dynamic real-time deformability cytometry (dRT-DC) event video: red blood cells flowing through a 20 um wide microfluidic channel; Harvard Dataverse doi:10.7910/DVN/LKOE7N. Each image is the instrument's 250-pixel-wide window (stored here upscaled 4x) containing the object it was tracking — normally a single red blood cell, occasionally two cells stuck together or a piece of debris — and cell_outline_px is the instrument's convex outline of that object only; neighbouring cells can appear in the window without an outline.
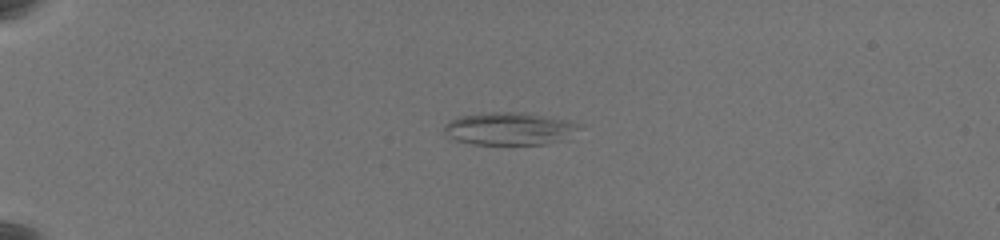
{"species": "common noctule bat (a hibernating species)", "species_latin": "Nyctalus noctula", "temperature_condition": "warm", "stored_images_in_passage": 46, "camera_frame_rate_fps": 3000, "um_per_image_px": 0.085, "animal": {"sex": "female", "body_mass_g": 19.5, "forearm_length_mm": 54.1}, "frame": {"image": 1, "passage_image": 1, "time_ms": 0.0, "image_size_px": [1000, 240], "cell_outline_px": [[584, 124], [568, 140], [544, 144], [472, 144], [452, 140], [444, 132], [444, 124], [448, 120], [460, 116], [480, 112], [524, 112], [568, 120]], "centroid_in_image_um": [43.32, 10.93], "position_along_channel_um": 41.7, "area_um2": 26.36}}
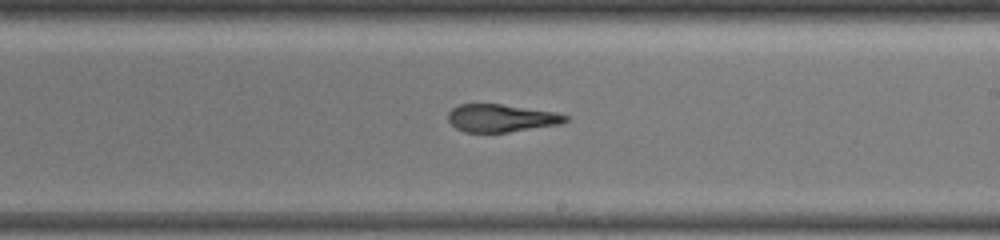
{"frame": {"image": 2, "passage_image": 24, "time_ms": 7.667, "image_size_px": [1000, 240], "cell_outline_px": [[568, 120], [560, 124], [508, 132], [464, 132], [456, 128], [448, 120], [448, 112], [452, 108], [460, 104], [500, 104], [556, 112], [568, 116]], "centroid_in_image_um": [42.59, 10.04], "position_along_channel_um": 246.4, "area_um2": 18.84}}
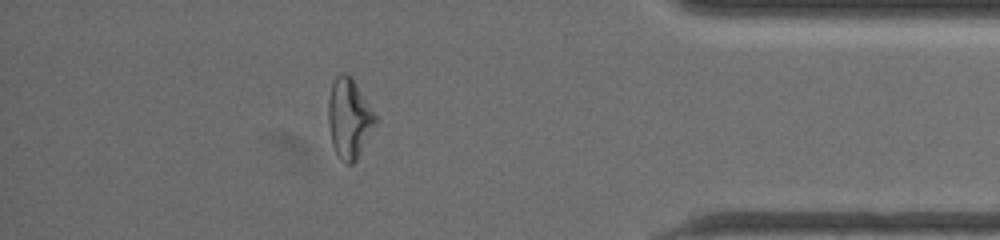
{"frame": {"image": 3, "passage_image": 40, "time_ms": 13.0, "image_size_px": [1000, 240], "cell_outline_px": [[380, 120], [356, 160], [352, 164], [348, 164], [340, 160], [332, 144], [328, 120], [328, 100], [332, 84], [336, 76], [340, 72], [344, 72], [352, 76]], "centroid_in_image_um": [29.71, 10.04], "position_along_channel_um": 405.5, "area_um2": 22.37}, "authors_computed_cell_mechanics": {"area_um2": 20.9236, "velocity_mm_per_s": 3.4714, "shape_relaxation_time_tau1_ms": null, "shape_relaxation_time_tau2_ms": 4.0487, "deformation_change_tau1": null, "deformation_change_tau2": 0.1521}}